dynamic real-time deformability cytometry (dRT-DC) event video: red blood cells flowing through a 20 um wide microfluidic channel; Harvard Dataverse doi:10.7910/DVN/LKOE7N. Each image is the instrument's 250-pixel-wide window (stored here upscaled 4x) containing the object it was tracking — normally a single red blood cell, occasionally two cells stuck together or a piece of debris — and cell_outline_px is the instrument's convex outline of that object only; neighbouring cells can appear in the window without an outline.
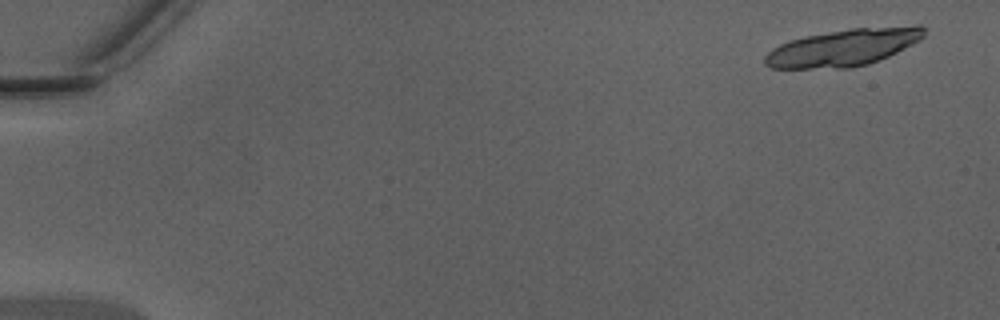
{"species": "Egyptian fruit bat (a non-hibernating species)", "species_latin": "Rousettus aegyptiacus", "temperature_condition": "warm", "stored_images_in_passage": 17, "camera_frame_rate_fps": 3000, "um_per_image_px": 0.085, "animal": {"sex": "male"}, "frame": {"image": 1, "passage_image": 1, "time_ms": 0.0, "image_size_px": [1000, 320], "cell_outline_px": [[924, 36], [920, 40], [888, 56], [868, 64], [852, 68], [772, 68], [764, 64], [764, 56], [772, 48], [780, 44], [804, 36], [852, 28], [916, 24], [920, 24], [924, 28]], "centroid_in_image_um": [71.71, 4.03], "position_along_channel_um": 13.3, "area_um2": 34.45}}